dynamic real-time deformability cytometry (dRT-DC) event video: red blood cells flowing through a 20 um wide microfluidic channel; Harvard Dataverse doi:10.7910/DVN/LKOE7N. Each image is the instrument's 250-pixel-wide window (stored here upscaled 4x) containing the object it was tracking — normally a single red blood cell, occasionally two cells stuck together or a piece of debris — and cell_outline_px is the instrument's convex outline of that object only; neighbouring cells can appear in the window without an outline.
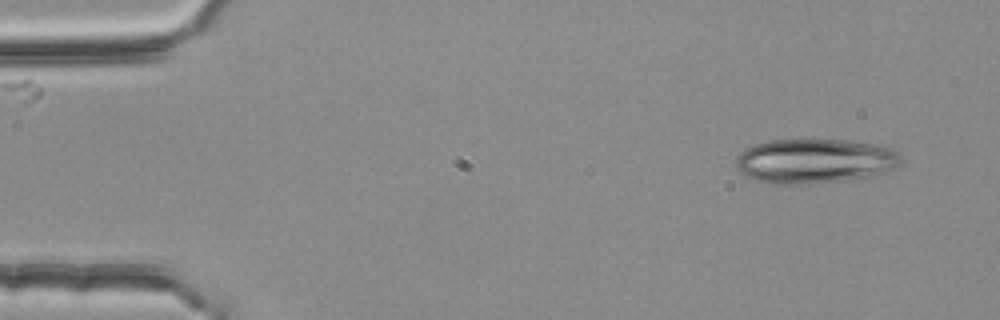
{"species": "common noctule bat (a hibernating species)", "species_latin": "Nyctalus noctula", "temperature_condition": "room temperature", "stored_images_in_passage": 4, "camera_frame_rate_fps": 3000, "um_per_image_px": 0.085, "animal": {"sex": "female", "body_mass_g": 25.1}, "frame": {"image": 1, "passage_image": 1, "time_ms": 0.0, "image_size_px": [1000, 320], "cell_outline_px": [[904, 160], [896, 168], [876, 176], [812, 184], [768, 184], [744, 176], [736, 168], [736, 156], [740, 152], [756, 144], [772, 140], [852, 140], [892, 148], [900, 152], [904, 156]], "centroid_in_image_um": [69.31, 13.7], "position_along_channel_um": 15.7, "area_um2": 43.58}}
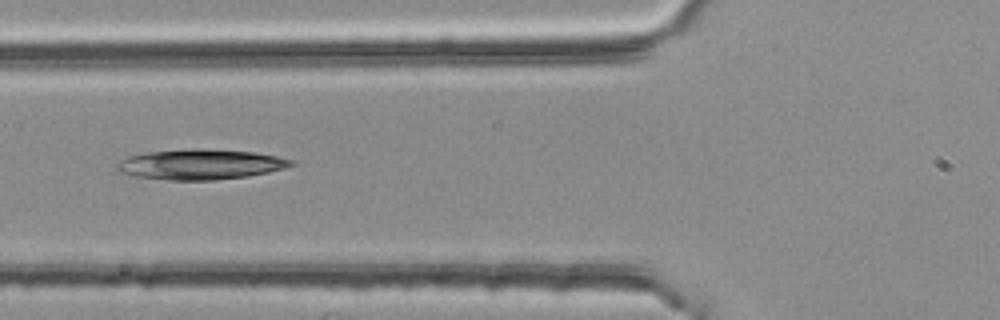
{"frame": {"image": 2, "passage_image": 4, "time_ms": 1.0, "image_size_px": [1000, 320], "cell_outline_px": [[296, 164], [284, 168], [268, 172], [248, 176], [216, 180], [168, 180], [136, 176], [120, 172], [116, 168], [116, 164], [120, 160], [128, 156], [148, 152], [192, 148], [204, 148], [256, 152], [276, 156], [292, 160]], "centroid_in_image_um": [17.04, 13.96], "position_along_channel_um": 108.8, "area_um2": 30.81}}